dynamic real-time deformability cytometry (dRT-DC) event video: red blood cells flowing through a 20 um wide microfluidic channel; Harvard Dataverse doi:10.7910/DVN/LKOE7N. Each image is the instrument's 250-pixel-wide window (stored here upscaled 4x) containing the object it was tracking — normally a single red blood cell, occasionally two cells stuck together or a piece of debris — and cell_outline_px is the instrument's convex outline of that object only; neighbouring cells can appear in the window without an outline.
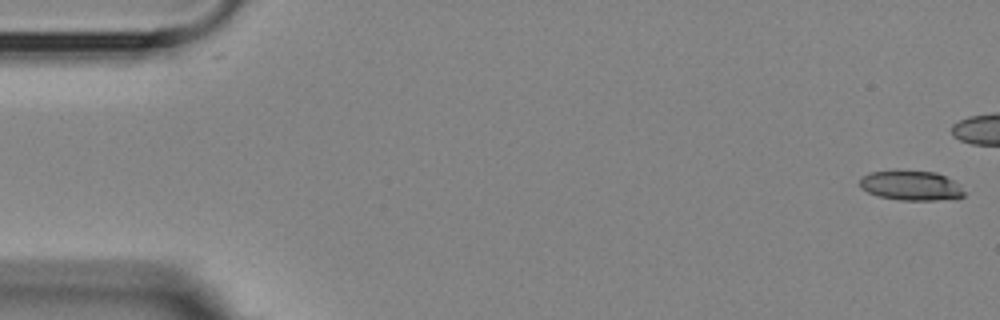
{"species": "Egyptian fruit bat (a non-hibernating species)", "species_latin": "Rousettus aegyptiacus", "temperature_condition": "room temperature", "stored_images_in_passage": 6, "camera_frame_rate_fps": 3000, "um_per_image_px": 0.085, "animal": {"sex": "female"}, "frame": {"image": 1, "passage_image": 1, "time_ms": 0.0, "image_size_px": [1000, 320], "cell_outline_px": [[964, 196], [956, 200], [900, 200], [880, 196], [868, 192], [860, 188], [860, 176], [872, 172], [896, 168], [936, 172], [952, 180], [964, 192]], "centroid_in_image_um": [77.41, 15.74], "position_along_channel_um": 7.6, "area_um2": 18.61}}
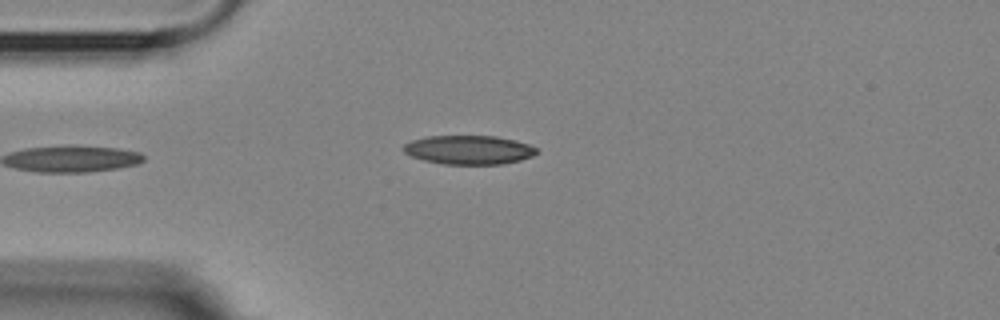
{"frame": {"image": 2, "passage_image": 6, "time_ms": 5.667, "image_size_px": [1000, 320], "cell_outline_px": [[540, 152], [532, 156], [520, 160], [500, 164], [444, 164], [424, 160], [412, 156], [404, 152], [400, 148], [404, 144], [412, 140], [428, 136], [496, 136], [528, 144], [536, 148]], "centroid_in_image_um": [39.83, 12.73], "position_along_channel_um": 45.2, "area_um2": 22.37}}